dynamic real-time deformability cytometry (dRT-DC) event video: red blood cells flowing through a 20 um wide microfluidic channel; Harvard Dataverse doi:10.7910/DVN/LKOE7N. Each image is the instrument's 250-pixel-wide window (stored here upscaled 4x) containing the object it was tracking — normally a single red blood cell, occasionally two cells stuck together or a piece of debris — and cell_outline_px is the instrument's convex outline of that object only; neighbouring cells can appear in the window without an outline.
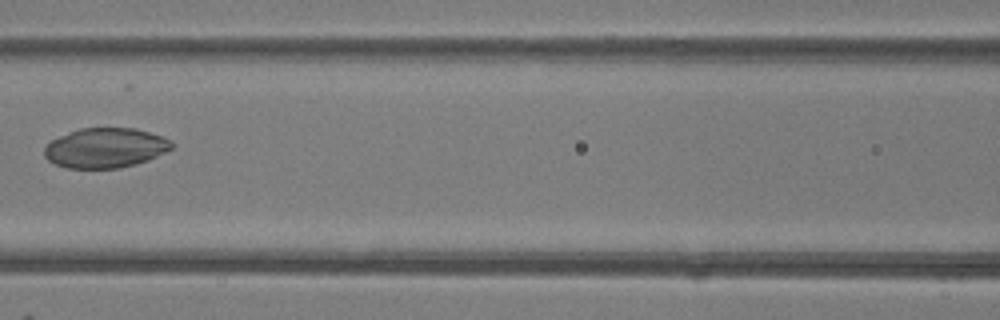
{"species": "common noctule bat (a hibernating species)", "species_latin": "Nyctalus noctula", "temperature_condition": "room temperature", "stored_images_in_passage": 6, "camera_frame_rate_fps": 3000, "um_per_image_px": 0.085, "animal": {"sex": "female"}, "frame": {"image": 1, "passage_image": 6, "time_ms": 6.667, "image_size_px": [1000, 320], "cell_outline_px": [[172, 148], [148, 160], [136, 164], [120, 168], [68, 168], [56, 164], [48, 160], [44, 156], [44, 148], [52, 140], [60, 136], [80, 128], [136, 128], [172, 140]], "centroid_in_image_um": [8.95, 12.57], "position_along_channel_um": 157.6, "area_um2": 29.36}}